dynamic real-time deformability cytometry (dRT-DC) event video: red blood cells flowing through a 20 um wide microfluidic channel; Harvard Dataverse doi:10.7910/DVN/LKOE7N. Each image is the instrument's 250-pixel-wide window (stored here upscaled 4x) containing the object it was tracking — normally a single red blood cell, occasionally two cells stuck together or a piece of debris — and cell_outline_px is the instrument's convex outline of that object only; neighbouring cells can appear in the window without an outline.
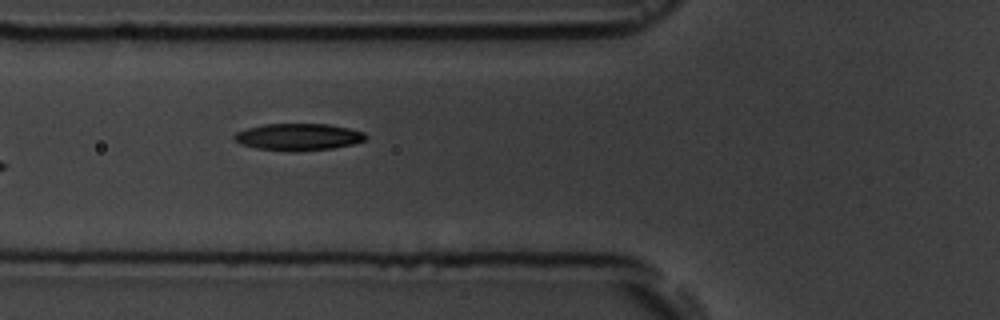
{"species": "common noctule bat (a hibernating species)", "species_latin": "Nyctalus noctula", "temperature_condition": "room temperature", "stored_images_in_passage": 7, "camera_frame_rate_fps": 3000, "um_per_image_px": 0.085, "animal": {"sex": "male", "body_mass_g": 19.5, "forearm_length_mm": 54.6}, "frame": {"image": 1, "passage_image": 6, "time_ms": 6.667, "image_size_px": [1000, 320], "cell_outline_px": [[368, 136], [364, 140], [352, 144], [332, 148], [296, 152], [288, 152], [256, 148], [240, 144], [232, 140], [232, 136], [236, 132], [248, 128], [264, 124], [328, 124], [348, 128], [364, 132]], "centroid_in_image_um": [25.31, 11.65], "position_along_channel_um": 100.5, "area_um2": 20.81}}
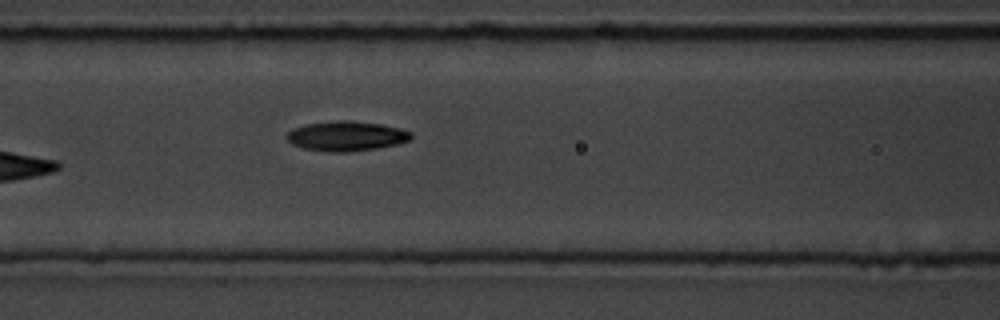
{"frame": {"image": 2, "passage_image": 7, "time_ms": 7.667, "image_size_px": [1000, 320], "cell_outline_px": [[412, 136], [408, 140], [396, 144], [376, 148], [348, 152], [328, 152], [304, 148], [292, 144], [284, 136], [292, 128], [304, 124], [332, 120], [348, 120], [380, 124], [400, 128], [412, 132]], "centroid_in_image_um": [29.39, 11.55], "position_along_channel_um": 137.2, "area_um2": 21.68}}